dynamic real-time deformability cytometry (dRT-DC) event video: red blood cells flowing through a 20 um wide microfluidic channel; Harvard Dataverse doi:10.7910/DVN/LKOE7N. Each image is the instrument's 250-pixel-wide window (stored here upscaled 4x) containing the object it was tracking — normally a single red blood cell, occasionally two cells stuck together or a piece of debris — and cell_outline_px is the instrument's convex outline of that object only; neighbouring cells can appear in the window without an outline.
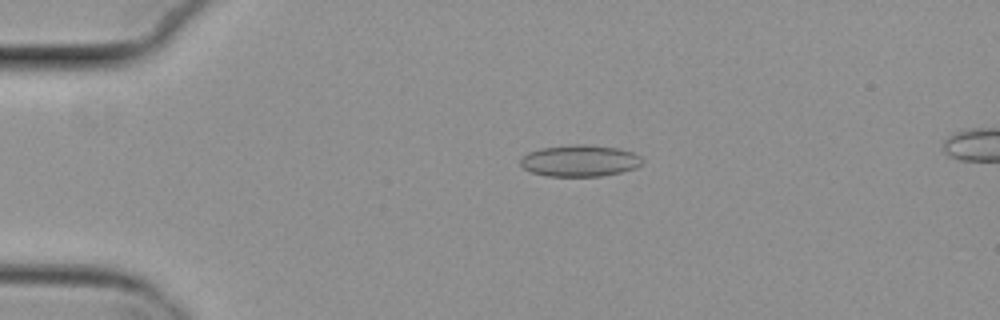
{"species": "common noctule bat (a hibernating species)", "species_latin": "Nyctalus noctula", "temperature_condition": "cold", "stored_images_in_passage": 53, "camera_frame_rate_fps": 3000, "um_per_image_px": 0.085, "animal": {"sex": "female", "body_mass_g": 29.2, "forearm_length_mm": 56.3}, "frame": {"image": 1, "passage_image": 11, "time_ms": 3.333, "image_size_px": [1000, 320], "cell_outline_px": [[628, 168], [612, 172], [588, 176], [556, 176], [536, 172], [528, 168], [536, 152], [552, 148], [604, 148], [624, 152]], "centroid_in_image_um": [49.13, 13.74], "position_along_channel_um": 35.9, "area_um2": 16.99}}
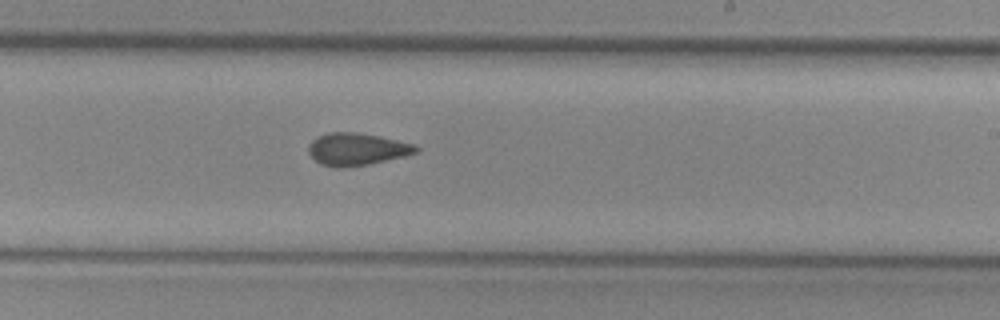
{"frame": {"image": 2, "passage_image": 32, "time_ms": 10.333, "image_size_px": [1000, 320], "cell_outline_px": [[416, 148], [412, 152], [360, 164], [328, 164], [316, 160], [312, 156], [312, 144], [316, 140], [324, 136], [372, 136], [404, 144]], "centroid_in_image_um": [30.27, 12.71], "position_along_channel_um": 258.7, "area_um2": 15.95}}
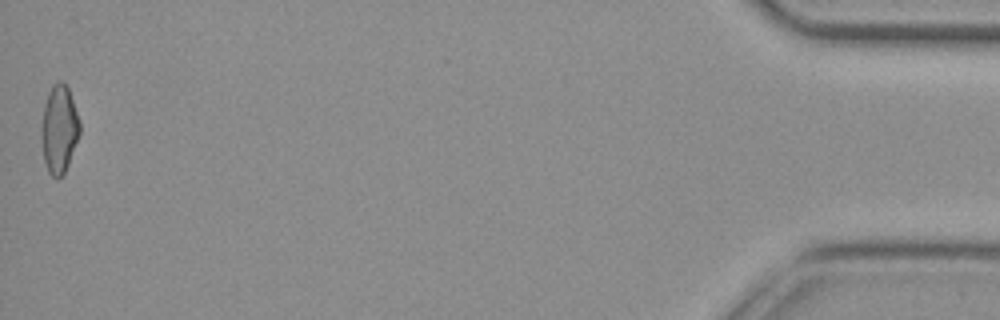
{"frame": {"image": 3, "passage_image": 53, "time_ms": 17.333, "image_size_px": [1000, 320], "cell_outline_px": [[80, 128], [76, 140], [64, 172], [60, 176], [56, 176], [48, 168], [44, 156], [44, 112], [52, 88], [64, 84], [68, 88], [80, 124]], "centroid_in_image_um": [5.08, 11.0], "position_along_channel_um": 430.1, "area_um2": 17.22}, "authors_computed_cell_mechanics": {"area_um2": 16.8776, "velocity_mm_per_s": 3.8258, "shape_relaxation_time_tau1_ms": null, "shape_relaxation_time_tau2_ms": 3.4728, "deformation_change_tau1": null, "deformation_change_tau2": 0.1006}}